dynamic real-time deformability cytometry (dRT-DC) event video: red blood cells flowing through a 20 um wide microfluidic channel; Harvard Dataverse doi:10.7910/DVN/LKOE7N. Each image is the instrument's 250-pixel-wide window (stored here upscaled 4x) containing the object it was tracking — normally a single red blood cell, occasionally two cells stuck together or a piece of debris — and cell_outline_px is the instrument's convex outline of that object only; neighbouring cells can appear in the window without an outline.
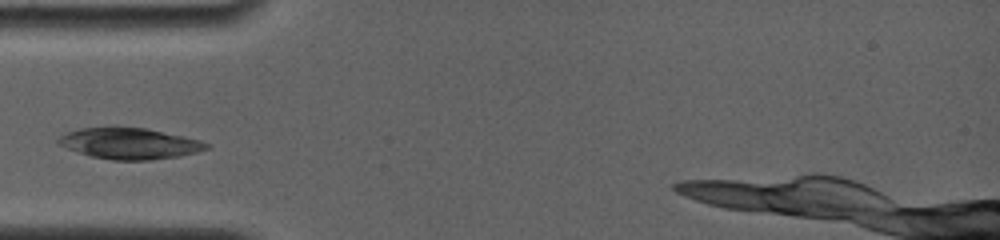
{"species": "common noctule bat (a hibernating species)", "species_latin": "Nyctalus noctula", "temperature_condition": "room temperature", "stored_images_in_passage": 12, "camera_frame_rate_fps": 4000, "um_per_image_px": 0.085, "animal": {"sex": "female", "body_mass_g": 19.0, "forearm_length_mm": 56.7}, "frame": {"image": 1, "passage_image": 3, "time_ms": 1.5, "image_size_px": [1000, 240], "cell_outline_px": [[212, 144], [208, 148], [196, 152], [180, 156], [148, 160], [112, 160], [92, 156], [76, 152], [60, 144], [56, 140], [64, 132], [80, 128], [116, 124], [144, 128], [184, 136], [200, 140]], "centroid_in_image_um": [10.97, 12.15], "position_along_channel_um": 74.0, "area_um2": 27.46}}
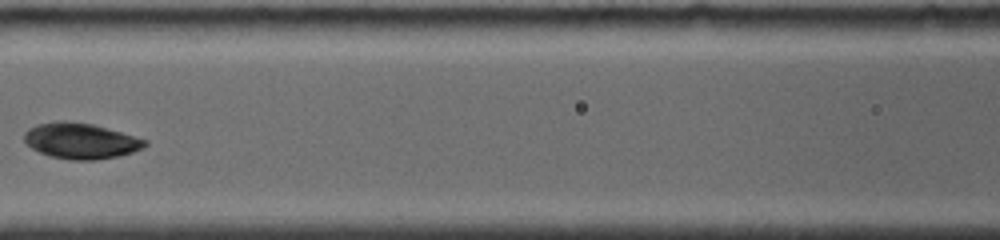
{"frame": {"image": 2, "passage_image": 6, "time_ms": 3.75, "image_size_px": [1000, 240], "cell_outline_px": [[148, 144], [144, 148], [120, 156], [96, 160], [72, 160], [48, 156], [32, 148], [24, 140], [24, 132], [28, 128], [36, 124], [64, 120], [92, 124], [148, 140]], "centroid_in_image_um": [6.86, 11.98], "position_along_channel_um": 159.7, "area_um2": 25.2}}
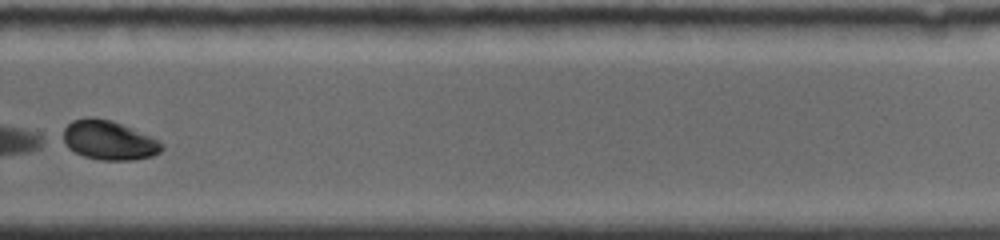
{"frame": {"image": 3, "passage_image": 12, "time_ms": 8.0, "image_size_px": [1000, 240], "cell_outline_px": [[164, 148], [160, 152], [152, 156], [132, 160], [100, 160], [84, 156], [68, 148], [56, 140], [64, 128], [72, 120], [88, 116], [92, 116], [112, 120], [152, 136], [164, 144]], "centroid_in_image_um": [9.18, 11.9], "position_along_channel_um": 320.6, "area_um2": 23.29}}